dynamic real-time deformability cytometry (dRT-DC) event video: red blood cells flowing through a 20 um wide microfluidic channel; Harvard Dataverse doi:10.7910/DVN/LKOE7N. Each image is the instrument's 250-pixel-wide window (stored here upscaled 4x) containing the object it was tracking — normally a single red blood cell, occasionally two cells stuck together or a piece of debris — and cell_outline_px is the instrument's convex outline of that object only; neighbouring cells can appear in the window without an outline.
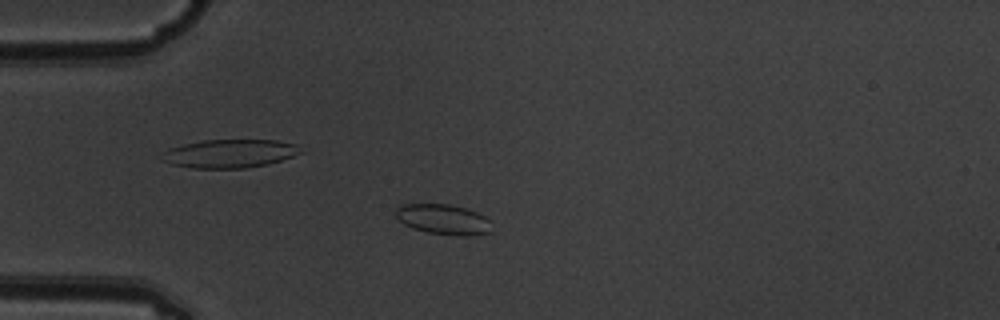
{"species": "common noctule bat (a hibernating species)", "species_latin": "Nyctalus noctula", "temperature_condition": "warm", "stored_images_in_passage": 3, "camera_frame_rate_fps": 3000, "um_per_image_px": 0.085, "animal": {"sex": "male", "body_mass_g": 19.5, "forearm_length_mm": 54.6}, "frame": {"image": 1, "passage_image": 3, "time_ms": 0.667, "image_size_px": [1000, 320], "cell_outline_px": [[492, 232], [472, 236], [460, 236], [428, 232], [412, 228], [404, 224], [396, 216], [396, 208], [400, 204], [448, 204], [464, 208], [476, 212], [492, 220]], "centroid_in_image_um": [37.73, 18.66], "position_along_channel_um": 47.3, "area_um2": 17.05}}